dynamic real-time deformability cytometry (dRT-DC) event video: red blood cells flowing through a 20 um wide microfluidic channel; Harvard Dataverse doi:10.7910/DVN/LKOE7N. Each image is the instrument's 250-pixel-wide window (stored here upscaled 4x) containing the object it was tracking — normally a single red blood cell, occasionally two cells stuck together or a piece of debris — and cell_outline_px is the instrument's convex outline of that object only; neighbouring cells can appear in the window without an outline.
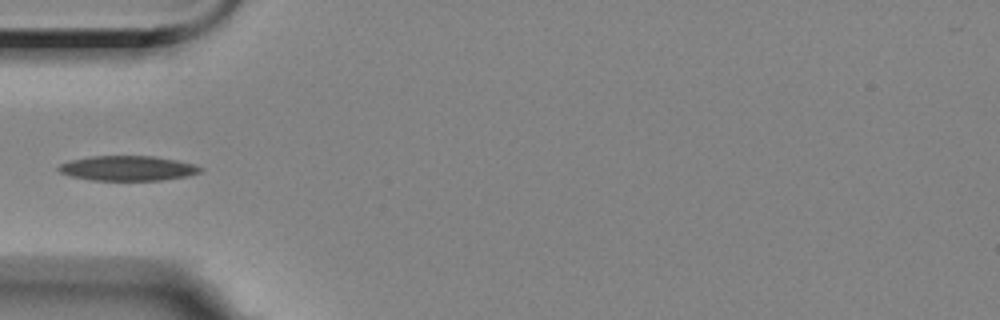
{"species": "Egyptian fruit bat (a non-hibernating species)", "species_latin": "Rousettus aegyptiacus", "temperature_condition": "room temperature", "stored_images_in_passage": 40, "camera_frame_rate_fps": 3000, "um_per_image_px": 0.085, "animal": {"sex": "female"}, "frame": {"image": 1, "passage_image": 1, "time_ms": 0.0, "image_size_px": [1000, 320], "cell_outline_px": [[200, 172], [188, 176], [160, 180], [88, 180], [72, 176], [60, 172], [56, 168], [60, 164], [72, 160], [92, 156], [152, 156], [176, 160], [192, 164], [200, 168]], "centroid_in_image_um": [10.81, 14.3], "position_along_channel_um": 74.2, "area_um2": 20.29}}
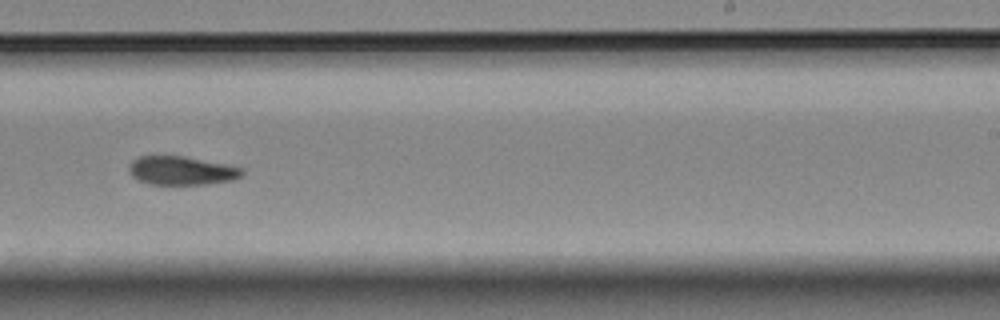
{"frame": {"image": 2, "passage_image": 18, "time_ms": 5.667, "image_size_px": [1000, 320], "cell_outline_px": [[244, 172], [240, 176], [232, 180], [204, 184], [148, 184], [136, 180], [132, 176], [128, 168], [128, 164], [136, 156], [184, 156], [244, 168]], "centroid_in_image_um": [15.37, 14.5], "position_along_channel_um": 273.6, "area_um2": 18.9}}
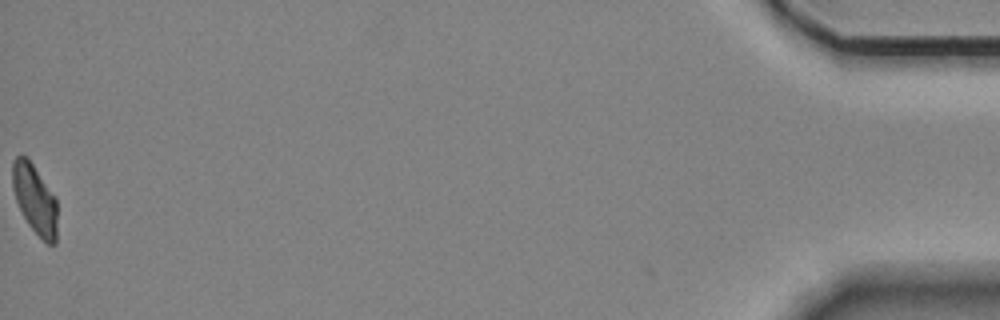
{"frame": {"image": 3, "passage_image": 40, "time_ms": 13.0, "image_size_px": [1000, 320], "cell_outline_px": [[56, 244], [48, 244], [28, 224], [16, 200], [12, 188], [12, 160], [16, 156], [28, 156], [56, 200]], "centroid_in_image_um": [2.93, 16.89], "position_along_channel_um": 432.3, "area_um2": 17.8}}